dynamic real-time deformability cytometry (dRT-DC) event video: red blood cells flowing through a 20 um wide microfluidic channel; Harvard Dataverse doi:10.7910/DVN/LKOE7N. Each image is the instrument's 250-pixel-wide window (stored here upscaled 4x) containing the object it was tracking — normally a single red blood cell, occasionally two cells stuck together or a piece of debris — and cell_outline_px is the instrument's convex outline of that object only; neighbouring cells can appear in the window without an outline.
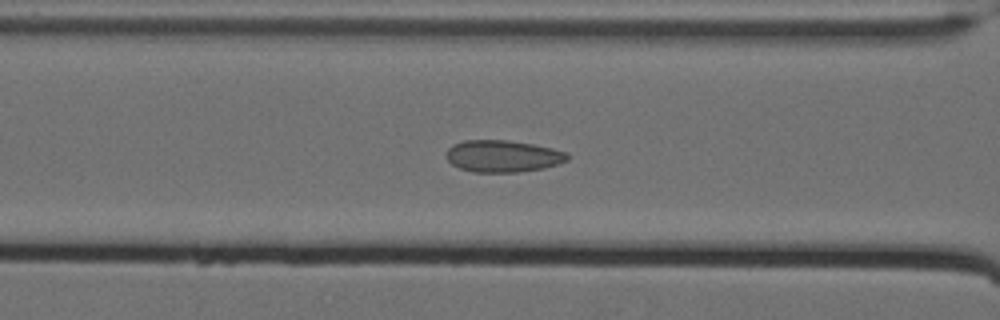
{"species": "Egyptian fruit bat (a non-hibernating species)", "species_latin": "Rousettus aegyptiacus", "temperature_condition": "cold", "stored_images_in_passage": 62, "camera_frame_rate_fps": 3000, "um_per_image_px": 0.085, "animal": {"sex": "female"}, "frame": {"image": 1, "passage_image": 29, "time_ms": 9.333, "image_size_px": [1000, 320], "cell_outline_px": [[568, 160], [544, 168], [520, 172], [472, 172], [460, 168], [452, 164], [444, 156], [448, 148], [452, 144], [464, 140], [508, 140], [532, 144], [552, 148], [568, 152]], "centroid_in_image_um": [42.71, 13.27], "position_along_channel_um": 123.9, "area_um2": 22.66}}
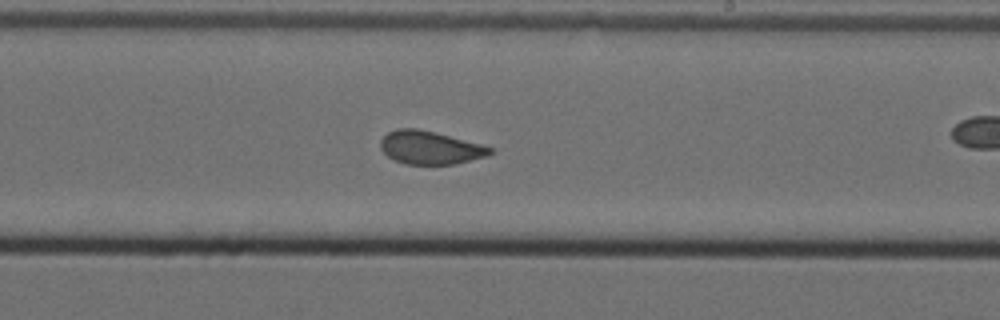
{"frame": {"image": 2, "passage_image": 40, "time_ms": 13.0, "image_size_px": [1000, 320], "cell_outline_px": [[492, 152], [488, 156], [456, 164], [404, 164], [388, 156], [380, 148], [380, 140], [388, 132], [396, 128], [416, 128], [436, 132], [480, 144], [492, 148]], "centroid_in_image_um": [36.54, 12.54], "position_along_channel_um": 252.5, "area_um2": 21.15}}
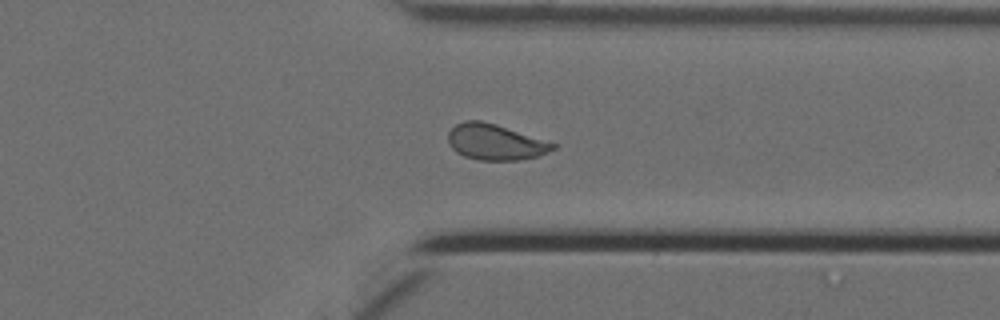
{"frame": {"image": 3, "passage_image": 50, "time_ms": 16.333, "image_size_px": [1000, 320], "cell_outline_px": [[556, 148], [548, 152], [536, 156], [520, 160], [480, 160], [464, 156], [456, 152], [448, 144], [448, 132], [456, 124], [464, 120], [480, 120], [496, 124], [556, 144]], "centroid_in_image_um": [42.05, 12.07], "position_along_channel_um": 369.3, "area_um2": 21.73}, "authors_computed_cell_mechanics": {"area_um2": 22.6287, "velocity_mm_per_s": 3.5068, "shape_relaxation_time_tau1_ms": null, "shape_relaxation_time_tau2_ms": 1.0727, "deformation_change_tau1": null, "deformation_change_tau2": 0.0639}}